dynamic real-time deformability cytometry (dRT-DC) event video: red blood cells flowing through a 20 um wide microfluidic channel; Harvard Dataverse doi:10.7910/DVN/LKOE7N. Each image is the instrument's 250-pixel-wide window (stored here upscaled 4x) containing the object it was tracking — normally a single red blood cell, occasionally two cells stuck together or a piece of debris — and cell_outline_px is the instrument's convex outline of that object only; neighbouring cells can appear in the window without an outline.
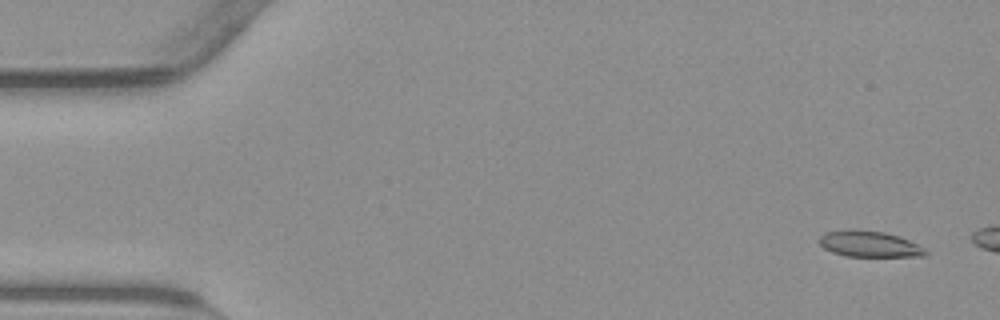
{"species": "common noctule bat (a hibernating species)", "species_latin": "Nyctalus noctula", "temperature_condition": "warm", "stored_images_in_passage": 48, "camera_frame_rate_fps": 3000, "um_per_image_px": 0.085, "animal": {"sex": "male", "body_mass_g": 23.1, "forearm_length_mm": 52.7}, "frame": {"image": 1, "passage_image": 3, "time_ms": 0.667, "image_size_px": [1000, 320], "cell_outline_px": [[928, 252], [924, 256], [844, 256], [832, 252], [824, 248], [820, 244], [820, 240], [828, 232], [884, 232], [908, 240], [924, 248]], "centroid_in_image_um": [73.96, 20.8], "position_along_channel_um": 11.0, "area_um2": 15.03}}
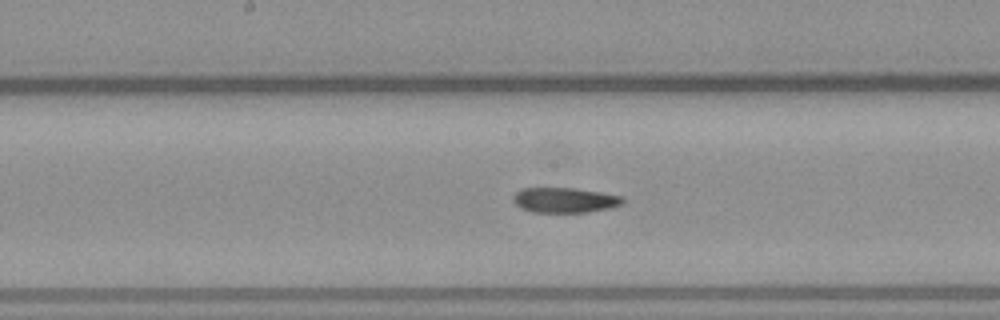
{"frame": {"image": 2, "passage_image": 28, "time_ms": 9.0, "image_size_px": [1000, 320], "cell_outline_px": [[624, 200], [620, 204], [608, 208], [584, 212], [532, 212], [520, 208], [512, 200], [512, 196], [516, 192], [524, 188], [576, 188], [600, 192], [620, 196]], "centroid_in_image_um": [47.93, 17.0], "position_along_channel_um": 200.3, "area_um2": 15.84}}
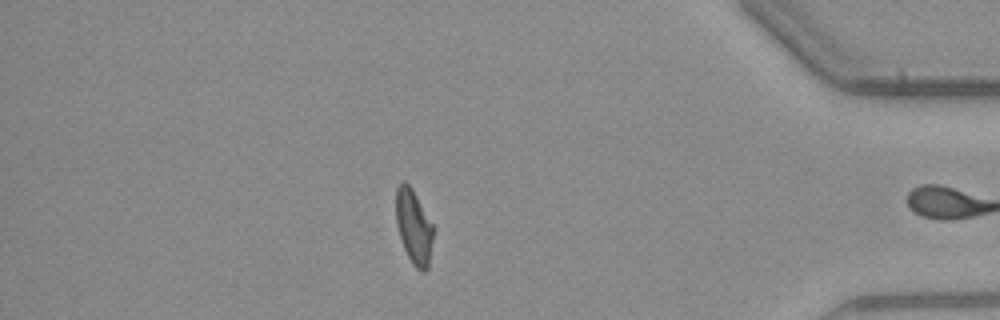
{"frame": {"image": 3, "passage_image": 47, "time_ms": 15.333, "image_size_px": [1000, 320], "cell_outline_px": [[432, 240], [428, 268], [424, 272], [420, 272], [412, 264], [404, 248], [396, 224], [396, 188], [400, 180], [404, 180], [412, 188], [432, 224]], "centroid_in_image_um": [35.14, 19.26], "position_along_channel_um": 400.1, "area_um2": 16.01}, "authors_computed_cell_mechanics": {"area_um2": 16.5019, "velocity_mm_per_s": 3.8309, "shape_relaxation_time_tau1_ms": null, "shape_relaxation_time_tau2_ms": 4.0979, "deformation_change_tau1": null, "deformation_change_tau2": 0.1082}}